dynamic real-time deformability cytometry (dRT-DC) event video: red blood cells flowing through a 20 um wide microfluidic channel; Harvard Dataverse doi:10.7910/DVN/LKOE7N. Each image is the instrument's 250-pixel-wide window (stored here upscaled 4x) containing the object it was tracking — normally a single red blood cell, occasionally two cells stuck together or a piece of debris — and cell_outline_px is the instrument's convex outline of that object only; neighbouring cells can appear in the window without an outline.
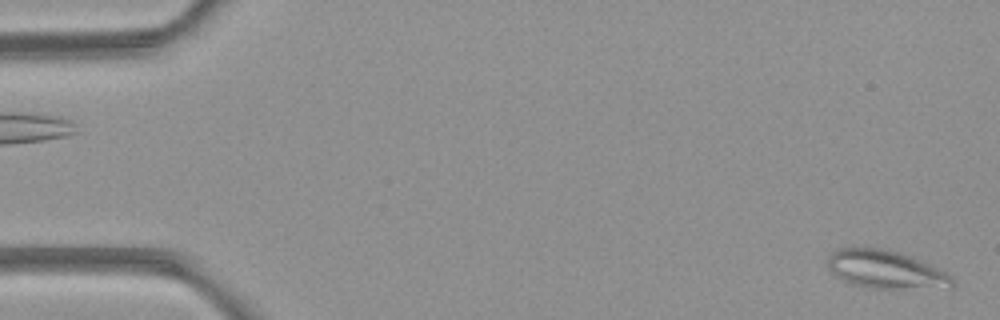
{"species": "common noctule bat (a hibernating species)", "species_latin": "Nyctalus noctula", "temperature_condition": "room temperature", "stored_images_in_passage": 3, "camera_frame_rate_fps": 3000, "um_per_image_px": 0.085, "animal": {"sex": "female", "body_mass_g": 21.9}, "frame": {"image": 1, "passage_image": 3, "time_ms": 3.0, "image_size_px": [1000, 320], "cell_outline_px": [[956, 284], [952, 288], [872, 288], [852, 284], [836, 276], [828, 268], [828, 256], [840, 248], [888, 248], [920, 260], [952, 276]], "centroid_in_image_um": [75.31, 22.92], "position_along_channel_um": 9.7, "area_um2": 27.51}}